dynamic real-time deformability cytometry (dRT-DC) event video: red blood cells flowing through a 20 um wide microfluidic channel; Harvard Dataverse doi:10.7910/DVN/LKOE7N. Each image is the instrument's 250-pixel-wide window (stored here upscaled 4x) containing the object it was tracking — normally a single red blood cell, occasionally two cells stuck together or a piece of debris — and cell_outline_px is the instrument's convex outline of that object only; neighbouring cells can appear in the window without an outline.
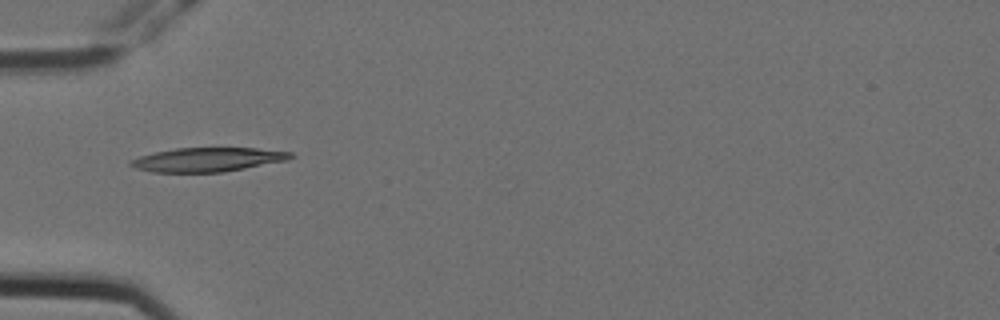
{"species": "Egyptian fruit bat (a non-hibernating species)", "species_latin": "Rousettus aegyptiacus", "temperature_condition": "cold", "stored_images_in_passage": 8, "camera_frame_rate_fps": 3000, "um_per_image_px": 0.085, "animal": {"sex": "female"}, "frame": {"image": 1, "passage_image": 6, "time_ms": 1.667, "image_size_px": [1000, 320], "cell_outline_px": [[296, 156], [288, 160], [224, 172], [152, 172], [136, 168], [128, 164], [128, 160], [140, 156], [156, 152], [176, 148], [256, 148], [292, 152]], "centroid_in_image_um": [17.66, 13.56], "position_along_channel_um": 67.3, "area_um2": 22.43}}
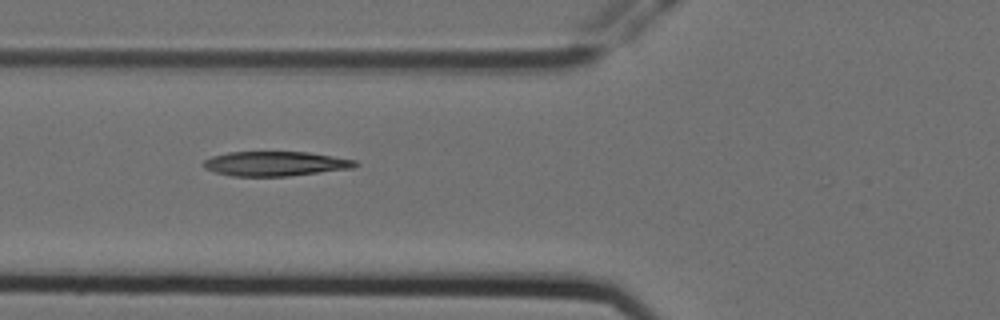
{"frame": {"image": 2, "passage_image": 7, "time_ms": 2.0, "image_size_px": [1000, 320], "cell_outline_px": [[360, 164], [352, 168], [288, 176], [232, 176], [216, 172], [204, 168], [204, 160], [212, 156], [228, 152], [308, 152], [356, 160]], "centroid_in_image_um": [23.41, 13.91], "position_along_channel_um": 102.4, "area_um2": 21.62}}